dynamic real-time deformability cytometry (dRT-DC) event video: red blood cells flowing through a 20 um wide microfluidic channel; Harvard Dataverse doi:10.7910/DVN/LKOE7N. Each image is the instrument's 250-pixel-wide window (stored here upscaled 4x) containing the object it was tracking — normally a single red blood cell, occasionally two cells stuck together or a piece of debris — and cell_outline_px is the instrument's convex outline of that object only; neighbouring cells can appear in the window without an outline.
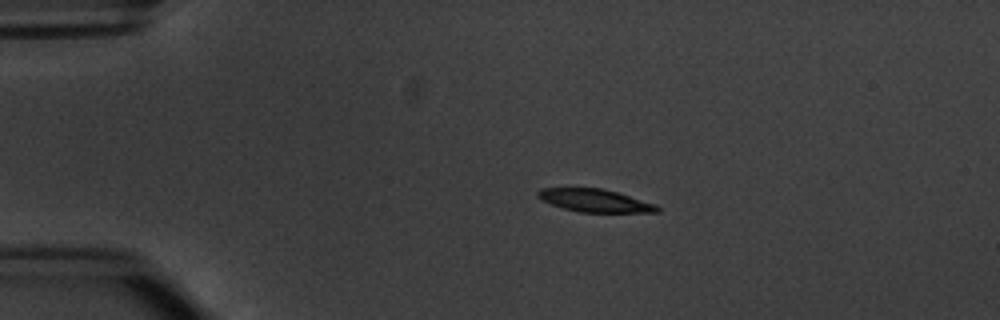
{"species": "common noctule bat (a hibernating species)", "species_latin": "Nyctalus noctula", "temperature_condition": "warm", "stored_images_in_passage": 2, "camera_frame_rate_fps": 3000, "um_per_image_px": 0.085, "animal": {"sex": "male", "body_mass_g": 20.1, "forearm_length_mm": 53.5}, "frame": {"image": 1, "passage_image": 1, "time_ms": 0.0, "image_size_px": [1000, 320], "cell_outline_px": [[660, 212], [580, 212], [564, 208], [552, 204], [536, 196], [536, 192], [540, 188], [604, 188], [656, 204], [660, 208]], "centroid_in_image_um": [50.58, 17.04], "position_along_channel_um": 34.4, "area_um2": 15.78}}